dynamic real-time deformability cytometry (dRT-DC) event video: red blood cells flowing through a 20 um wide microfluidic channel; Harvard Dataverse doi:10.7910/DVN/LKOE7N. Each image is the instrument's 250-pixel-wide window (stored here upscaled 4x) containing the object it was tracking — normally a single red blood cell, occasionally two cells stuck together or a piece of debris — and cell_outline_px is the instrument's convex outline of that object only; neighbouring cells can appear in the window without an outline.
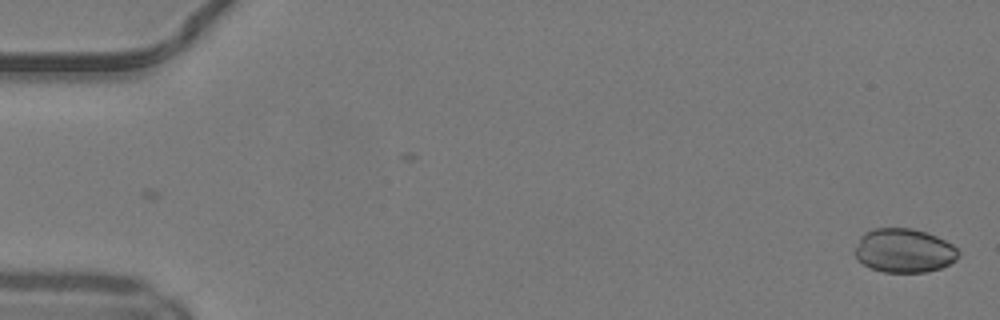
{"species": "common noctule bat (a hibernating species)", "species_latin": "Nyctalus noctula", "temperature_condition": "warm", "stored_images_in_passage": 50, "camera_frame_rate_fps": 3000, "um_per_image_px": 0.085, "animal": {"sex": "male", "body_mass_g": 19.2, "forearm_length_mm": 51.8}, "frame": {"image": 1, "passage_image": 1, "time_ms": 0.0, "image_size_px": [1000, 320], "cell_outline_px": [[960, 256], [956, 260], [940, 268], [924, 272], [884, 272], [872, 268], [856, 260], [852, 252], [860, 236], [864, 232], [872, 228], [912, 228], [936, 236], [952, 244], [960, 252]], "centroid_in_image_um": [76.8, 21.29], "position_along_channel_um": 8.2, "area_um2": 26.76}}
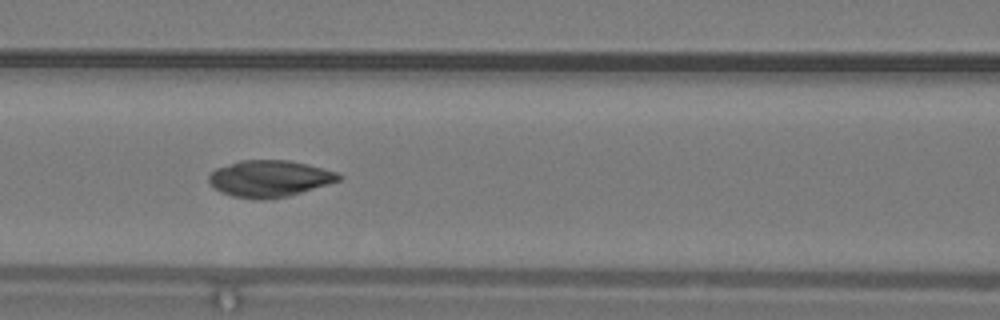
{"frame": {"image": 2, "passage_image": 22, "time_ms": 7.0, "image_size_px": [1000, 320], "cell_outline_px": [[344, 176], [340, 180], [328, 184], [288, 196], [264, 200], [256, 200], [232, 196], [220, 192], [208, 180], [208, 176], [216, 168], [240, 160], [288, 160], [336, 172]], "centroid_in_image_um": [22.89, 15.19], "position_along_channel_um": 143.7, "area_um2": 27.51}}
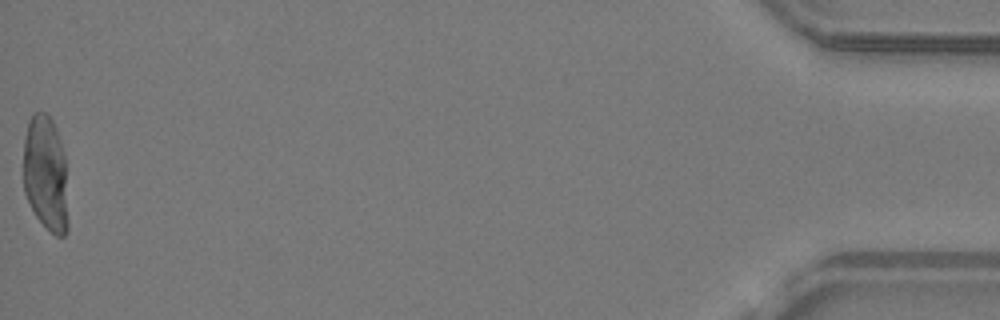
{"frame": {"image": 3, "passage_image": 50, "time_ms": 16.333, "image_size_px": [1000, 320], "cell_outline_px": [[68, 228], [64, 236], [56, 236], [36, 216], [24, 192], [24, 136], [28, 120], [36, 112], [44, 112], [52, 120], [56, 128], [60, 140], [64, 156], [68, 220]], "centroid_in_image_um": [3.88, 14.75], "position_along_channel_um": 431.3, "area_um2": 29.94}}